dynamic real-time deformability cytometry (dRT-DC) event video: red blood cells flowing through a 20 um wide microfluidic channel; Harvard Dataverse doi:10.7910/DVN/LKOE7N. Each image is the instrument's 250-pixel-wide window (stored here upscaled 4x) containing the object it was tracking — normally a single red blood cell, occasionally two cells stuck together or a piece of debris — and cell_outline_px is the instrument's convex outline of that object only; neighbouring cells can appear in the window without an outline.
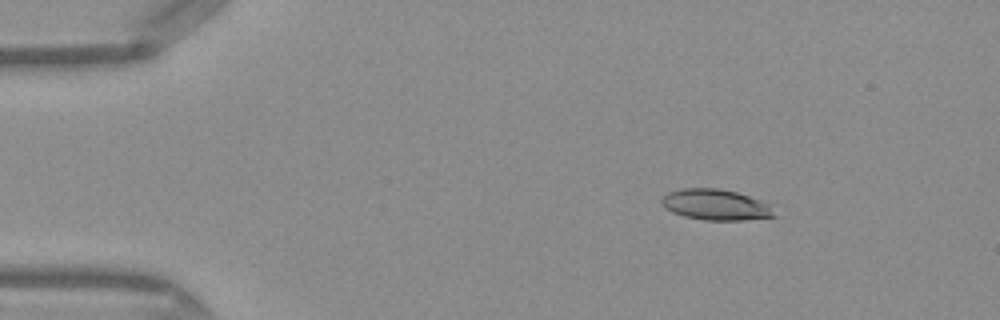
{"species": "Egyptian fruit bat (a non-hibernating species)", "species_latin": "Rousettus aegyptiacus", "temperature_condition": "warm", "stored_images_in_passage": 48, "camera_frame_rate_fps": 3000, "um_per_image_px": 0.085, "frame": {"image": 1, "passage_image": 6, "time_ms": 1.667, "image_size_px": [1000, 320], "cell_outline_px": [[780, 216], [744, 220], [704, 220], [684, 216], [672, 212], [664, 208], [660, 204], [660, 200], [668, 192], [684, 188], [716, 188], [736, 192], [760, 200], [768, 204]], "centroid_in_image_um": [60.83, 17.41], "position_along_channel_um": 24.2, "area_um2": 20.35}}
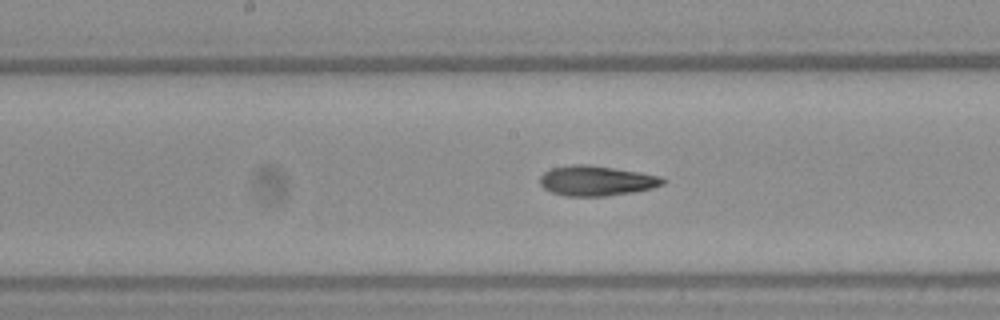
{"frame": {"image": 2, "passage_image": 24, "time_ms": 7.667, "image_size_px": [1000, 320], "cell_outline_px": [[668, 180], [664, 184], [652, 188], [632, 192], [604, 196], [564, 196], [552, 192], [544, 188], [540, 184], [540, 176], [544, 172], [552, 168], [572, 164], [588, 164], [640, 172], [660, 176]], "centroid_in_image_um": [50.7, 15.36], "position_along_channel_um": 197.5, "area_um2": 21.56}}
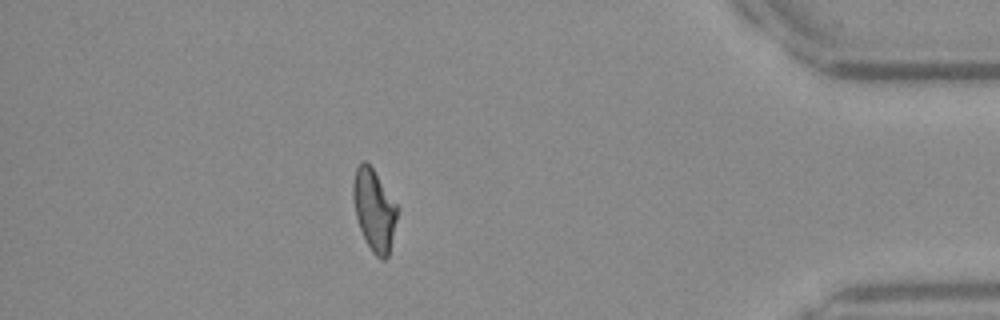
{"frame": {"image": 3, "passage_image": 42, "time_ms": 13.667, "image_size_px": [1000, 320], "cell_outline_px": [[400, 208], [388, 256], [384, 260], [380, 260], [372, 252], [360, 228], [356, 216], [352, 196], [352, 184], [356, 168], [364, 160], [372, 168]], "centroid_in_image_um": [31.82, 17.86], "position_along_channel_um": 403.4, "area_um2": 20.98}, "authors_computed_cell_mechanics": {"area_um2": 21.1259, "velocity_mm_per_s": 4.1532, "shape_relaxation_time_tau1_ms": 6.0227, "shape_relaxation_time_tau2_ms": 2.5365, "deformation_change_tau1": 0.2112, "deformation_change_tau2": 0.1096}}